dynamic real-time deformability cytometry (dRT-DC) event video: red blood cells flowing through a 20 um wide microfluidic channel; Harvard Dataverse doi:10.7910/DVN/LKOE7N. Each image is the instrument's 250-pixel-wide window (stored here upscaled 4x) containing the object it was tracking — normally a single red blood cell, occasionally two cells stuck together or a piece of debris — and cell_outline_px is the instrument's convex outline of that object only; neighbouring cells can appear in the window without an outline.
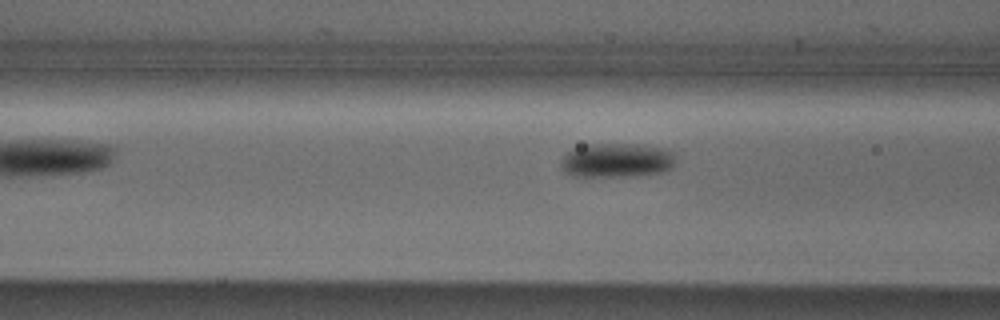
{"species": "Egyptian fruit bat (a non-hibernating species)", "species_latin": "Rousettus aegyptiacus", "temperature_condition": "cold", "stored_images_in_passage": 8, "segment_of_instrument_passage": [2, 2], "camera_frame_rate_fps": 3000, "um_per_image_px": 0.085, "animal": {"sex": "male"}, "frame": {"image": 1, "passage_image": 8, "time_ms": 2.333, "image_size_px": [1000, 320], "cell_outline_px": [[676, 164], [660, 172], [632, 176], [572, 176], [564, 172], [560, 168], [560, 160], [572, 148], [584, 144], [636, 144], [660, 148], [672, 152], [676, 156]], "centroid_in_image_um": [52.36, 13.62], "position_along_channel_um": 114.2, "area_um2": 23.0}}